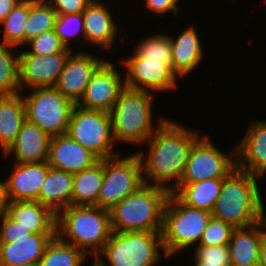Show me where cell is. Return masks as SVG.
Wrapping results in <instances>:
<instances>
[{
  "instance_id": "1",
  "label": "cell",
  "mask_w": 266,
  "mask_h": 266,
  "mask_svg": "<svg viewBox=\"0 0 266 266\" xmlns=\"http://www.w3.org/2000/svg\"><path fill=\"white\" fill-rule=\"evenodd\" d=\"M184 126L167 117L144 144L146 152L143 149L136 152L142 163L145 184L161 186L171 192L180 183L189 151L201 136L198 130Z\"/></svg>"
},
{
  "instance_id": "2",
  "label": "cell",
  "mask_w": 266,
  "mask_h": 266,
  "mask_svg": "<svg viewBox=\"0 0 266 266\" xmlns=\"http://www.w3.org/2000/svg\"><path fill=\"white\" fill-rule=\"evenodd\" d=\"M258 183L257 176L235 168L223 181L212 216L234 228L266 221L263 186Z\"/></svg>"
},
{
  "instance_id": "3",
  "label": "cell",
  "mask_w": 266,
  "mask_h": 266,
  "mask_svg": "<svg viewBox=\"0 0 266 266\" xmlns=\"http://www.w3.org/2000/svg\"><path fill=\"white\" fill-rule=\"evenodd\" d=\"M155 95L127 86L121 90L118 100L109 112L116 148L123 142L141 147L167 118L160 116L156 120L158 122L153 121Z\"/></svg>"
},
{
  "instance_id": "4",
  "label": "cell",
  "mask_w": 266,
  "mask_h": 266,
  "mask_svg": "<svg viewBox=\"0 0 266 266\" xmlns=\"http://www.w3.org/2000/svg\"><path fill=\"white\" fill-rule=\"evenodd\" d=\"M110 211L97 206L70 205L56 215V236L94 259L110 239Z\"/></svg>"
},
{
  "instance_id": "5",
  "label": "cell",
  "mask_w": 266,
  "mask_h": 266,
  "mask_svg": "<svg viewBox=\"0 0 266 266\" xmlns=\"http://www.w3.org/2000/svg\"><path fill=\"white\" fill-rule=\"evenodd\" d=\"M170 193L161 186L142 185L110 210L112 232H161Z\"/></svg>"
},
{
  "instance_id": "6",
  "label": "cell",
  "mask_w": 266,
  "mask_h": 266,
  "mask_svg": "<svg viewBox=\"0 0 266 266\" xmlns=\"http://www.w3.org/2000/svg\"><path fill=\"white\" fill-rule=\"evenodd\" d=\"M163 257L161 232H112L92 266H158Z\"/></svg>"
},
{
  "instance_id": "7",
  "label": "cell",
  "mask_w": 266,
  "mask_h": 266,
  "mask_svg": "<svg viewBox=\"0 0 266 266\" xmlns=\"http://www.w3.org/2000/svg\"><path fill=\"white\" fill-rule=\"evenodd\" d=\"M212 214L183 204L169 194L163 211L162 245L167 258H173L189 247H197Z\"/></svg>"
},
{
  "instance_id": "8",
  "label": "cell",
  "mask_w": 266,
  "mask_h": 266,
  "mask_svg": "<svg viewBox=\"0 0 266 266\" xmlns=\"http://www.w3.org/2000/svg\"><path fill=\"white\" fill-rule=\"evenodd\" d=\"M25 91L27 94L22 93V97L26 120L37 125L50 137L66 134L76 104L54 87L32 88L21 92Z\"/></svg>"
},
{
  "instance_id": "9",
  "label": "cell",
  "mask_w": 266,
  "mask_h": 266,
  "mask_svg": "<svg viewBox=\"0 0 266 266\" xmlns=\"http://www.w3.org/2000/svg\"><path fill=\"white\" fill-rule=\"evenodd\" d=\"M144 184L142 163L136 152L124 154L123 157L117 155L106 158L103 160V183L98 197V207L110 211Z\"/></svg>"
},
{
  "instance_id": "10",
  "label": "cell",
  "mask_w": 266,
  "mask_h": 266,
  "mask_svg": "<svg viewBox=\"0 0 266 266\" xmlns=\"http://www.w3.org/2000/svg\"><path fill=\"white\" fill-rule=\"evenodd\" d=\"M66 134L100 160L121 155L115 148L110 114L75 105Z\"/></svg>"
},
{
  "instance_id": "11",
  "label": "cell",
  "mask_w": 266,
  "mask_h": 266,
  "mask_svg": "<svg viewBox=\"0 0 266 266\" xmlns=\"http://www.w3.org/2000/svg\"><path fill=\"white\" fill-rule=\"evenodd\" d=\"M204 134L192 145L179 184L226 178L236 168V148L230 149L229 154L224 153Z\"/></svg>"
},
{
  "instance_id": "12",
  "label": "cell",
  "mask_w": 266,
  "mask_h": 266,
  "mask_svg": "<svg viewBox=\"0 0 266 266\" xmlns=\"http://www.w3.org/2000/svg\"><path fill=\"white\" fill-rule=\"evenodd\" d=\"M119 58L120 65L125 67V86L154 94L180 89L178 76L164 61L148 60L134 50L129 56Z\"/></svg>"
},
{
  "instance_id": "13",
  "label": "cell",
  "mask_w": 266,
  "mask_h": 266,
  "mask_svg": "<svg viewBox=\"0 0 266 266\" xmlns=\"http://www.w3.org/2000/svg\"><path fill=\"white\" fill-rule=\"evenodd\" d=\"M117 63L106 60L93 74L83 97L76 104L88 110L110 112L125 87V74ZM118 69H117V67ZM122 73V74H121Z\"/></svg>"
},
{
  "instance_id": "14",
  "label": "cell",
  "mask_w": 266,
  "mask_h": 266,
  "mask_svg": "<svg viewBox=\"0 0 266 266\" xmlns=\"http://www.w3.org/2000/svg\"><path fill=\"white\" fill-rule=\"evenodd\" d=\"M81 50L71 52L65 61L62 72L54 85L64 97L77 104L93 74L107 60L106 57ZM97 55V56H96Z\"/></svg>"
},
{
  "instance_id": "15",
  "label": "cell",
  "mask_w": 266,
  "mask_h": 266,
  "mask_svg": "<svg viewBox=\"0 0 266 266\" xmlns=\"http://www.w3.org/2000/svg\"><path fill=\"white\" fill-rule=\"evenodd\" d=\"M22 49V51H20ZM19 49V84L21 91L54 87L70 53L37 55Z\"/></svg>"
},
{
  "instance_id": "16",
  "label": "cell",
  "mask_w": 266,
  "mask_h": 266,
  "mask_svg": "<svg viewBox=\"0 0 266 266\" xmlns=\"http://www.w3.org/2000/svg\"><path fill=\"white\" fill-rule=\"evenodd\" d=\"M103 0H92L83 11L85 43L88 45L104 49L109 52L115 46L118 40V32L120 31L119 23L113 16L109 2Z\"/></svg>"
},
{
  "instance_id": "17",
  "label": "cell",
  "mask_w": 266,
  "mask_h": 266,
  "mask_svg": "<svg viewBox=\"0 0 266 266\" xmlns=\"http://www.w3.org/2000/svg\"><path fill=\"white\" fill-rule=\"evenodd\" d=\"M50 165L41 163H12L8 178L4 179L8 201H38L40 190Z\"/></svg>"
},
{
  "instance_id": "18",
  "label": "cell",
  "mask_w": 266,
  "mask_h": 266,
  "mask_svg": "<svg viewBox=\"0 0 266 266\" xmlns=\"http://www.w3.org/2000/svg\"><path fill=\"white\" fill-rule=\"evenodd\" d=\"M235 148L237 169L255 176L266 170V120H252Z\"/></svg>"
},
{
  "instance_id": "19",
  "label": "cell",
  "mask_w": 266,
  "mask_h": 266,
  "mask_svg": "<svg viewBox=\"0 0 266 266\" xmlns=\"http://www.w3.org/2000/svg\"><path fill=\"white\" fill-rule=\"evenodd\" d=\"M100 159L67 134L53 136L49 143L48 164L68 173H78L98 163Z\"/></svg>"
},
{
  "instance_id": "20",
  "label": "cell",
  "mask_w": 266,
  "mask_h": 266,
  "mask_svg": "<svg viewBox=\"0 0 266 266\" xmlns=\"http://www.w3.org/2000/svg\"><path fill=\"white\" fill-rule=\"evenodd\" d=\"M195 25H188L176 38L171 35L173 72L180 79L192 74L204 58V48L201 41V34L198 33Z\"/></svg>"
},
{
  "instance_id": "21",
  "label": "cell",
  "mask_w": 266,
  "mask_h": 266,
  "mask_svg": "<svg viewBox=\"0 0 266 266\" xmlns=\"http://www.w3.org/2000/svg\"><path fill=\"white\" fill-rule=\"evenodd\" d=\"M51 137L37 125L25 121L9 149L6 158L15 156V163H41L48 160Z\"/></svg>"
},
{
  "instance_id": "22",
  "label": "cell",
  "mask_w": 266,
  "mask_h": 266,
  "mask_svg": "<svg viewBox=\"0 0 266 266\" xmlns=\"http://www.w3.org/2000/svg\"><path fill=\"white\" fill-rule=\"evenodd\" d=\"M266 236V221L235 228L229 241L230 265L258 266L259 248Z\"/></svg>"
},
{
  "instance_id": "23",
  "label": "cell",
  "mask_w": 266,
  "mask_h": 266,
  "mask_svg": "<svg viewBox=\"0 0 266 266\" xmlns=\"http://www.w3.org/2000/svg\"><path fill=\"white\" fill-rule=\"evenodd\" d=\"M55 236L56 233H34L28 239L0 243V263L9 266L37 265Z\"/></svg>"
},
{
  "instance_id": "24",
  "label": "cell",
  "mask_w": 266,
  "mask_h": 266,
  "mask_svg": "<svg viewBox=\"0 0 266 266\" xmlns=\"http://www.w3.org/2000/svg\"><path fill=\"white\" fill-rule=\"evenodd\" d=\"M7 214L33 233H56V214L38 201H9Z\"/></svg>"
},
{
  "instance_id": "25",
  "label": "cell",
  "mask_w": 266,
  "mask_h": 266,
  "mask_svg": "<svg viewBox=\"0 0 266 266\" xmlns=\"http://www.w3.org/2000/svg\"><path fill=\"white\" fill-rule=\"evenodd\" d=\"M73 174L50 167L42 184L38 202L58 214L72 205Z\"/></svg>"
},
{
  "instance_id": "26",
  "label": "cell",
  "mask_w": 266,
  "mask_h": 266,
  "mask_svg": "<svg viewBox=\"0 0 266 266\" xmlns=\"http://www.w3.org/2000/svg\"><path fill=\"white\" fill-rule=\"evenodd\" d=\"M25 121L26 110L22 92L0 96V152L2 154L13 144Z\"/></svg>"
},
{
  "instance_id": "27",
  "label": "cell",
  "mask_w": 266,
  "mask_h": 266,
  "mask_svg": "<svg viewBox=\"0 0 266 266\" xmlns=\"http://www.w3.org/2000/svg\"><path fill=\"white\" fill-rule=\"evenodd\" d=\"M225 178L206 179L191 184H178L172 191L188 207L212 212Z\"/></svg>"
},
{
  "instance_id": "28",
  "label": "cell",
  "mask_w": 266,
  "mask_h": 266,
  "mask_svg": "<svg viewBox=\"0 0 266 266\" xmlns=\"http://www.w3.org/2000/svg\"><path fill=\"white\" fill-rule=\"evenodd\" d=\"M102 183L103 160L88 169L73 174L72 205L98 207Z\"/></svg>"
},
{
  "instance_id": "29",
  "label": "cell",
  "mask_w": 266,
  "mask_h": 266,
  "mask_svg": "<svg viewBox=\"0 0 266 266\" xmlns=\"http://www.w3.org/2000/svg\"><path fill=\"white\" fill-rule=\"evenodd\" d=\"M17 49V47L0 40V96L21 93L18 69L19 52Z\"/></svg>"
},
{
  "instance_id": "30",
  "label": "cell",
  "mask_w": 266,
  "mask_h": 266,
  "mask_svg": "<svg viewBox=\"0 0 266 266\" xmlns=\"http://www.w3.org/2000/svg\"><path fill=\"white\" fill-rule=\"evenodd\" d=\"M57 16L46 0H29V12L24 26V45L40 33L54 29Z\"/></svg>"
},
{
  "instance_id": "31",
  "label": "cell",
  "mask_w": 266,
  "mask_h": 266,
  "mask_svg": "<svg viewBox=\"0 0 266 266\" xmlns=\"http://www.w3.org/2000/svg\"><path fill=\"white\" fill-rule=\"evenodd\" d=\"M88 258L81 249L64 243L55 236L47 245L37 266H83Z\"/></svg>"
},
{
  "instance_id": "32",
  "label": "cell",
  "mask_w": 266,
  "mask_h": 266,
  "mask_svg": "<svg viewBox=\"0 0 266 266\" xmlns=\"http://www.w3.org/2000/svg\"><path fill=\"white\" fill-rule=\"evenodd\" d=\"M29 12V0H21L0 23V40L11 46L24 47V26Z\"/></svg>"
},
{
  "instance_id": "33",
  "label": "cell",
  "mask_w": 266,
  "mask_h": 266,
  "mask_svg": "<svg viewBox=\"0 0 266 266\" xmlns=\"http://www.w3.org/2000/svg\"><path fill=\"white\" fill-rule=\"evenodd\" d=\"M134 47V51L143 58L154 61H164L173 71L172 47L169 35L162 32H155L150 36L140 39Z\"/></svg>"
},
{
  "instance_id": "34",
  "label": "cell",
  "mask_w": 266,
  "mask_h": 266,
  "mask_svg": "<svg viewBox=\"0 0 266 266\" xmlns=\"http://www.w3.org/2000/svg\"><path fill=\"white\" fill-rule=\"evenodd\" d=\"M54 30L66 48L75 51L72 43L76 38L85 44L83 12L58 15Z\"/></svg>"
},
{
  "instance_id": "35",
  "label": "cell",
  "mask_w": 266,
  "mask_h": 266,
  "mask_svg": "<svg viewBox=\"0 0 266 266\" xmlns=\"http://www.w3.org/2000/svg\"><path fill=\"white\" fill-rule=\"evenodd\" d=\"M27 46V47H26ZM24 48L32 54L50 55L55 53H71L72 50L67 49L62 43L55 30H49L40 33L35 38L28 41Z\"/></svg>"
},
{
  "instance_id": "36",
  "label": "cell",
  "mask_w": 266,
  "mask_h": 266,
  "mask_svg": "<svg viewBox=\"0 0 266 266\" xmlns=\"http://www.w3.org/2000/svg\"><path fill=\"white\" fill-rule=\"evenodd\" d=\"M192 252L193 266H230L228 245L197 246Z\"/></svg>"
},
{
  "instance_id": "37",
  "label": "cell",
  "mask_w": 266,
  "mask_h": 266,
  "mask_svg": "<svg viewBox=\"0 0 266 266\" xmlns=\"http://www.w3.org/2000/svg\"><path fill=\"white\" fill-rule=\"evenodd\" d=\"M234 227L213 216L208 221L206 229L203 231L198 246H224L231 240Z\"/></svg>"
},
{
  "instance_id": "38",
  "label": "cell",
  "mask_w": 266,
  "mask_h": 266,
  "mask_svg": "<svg viewBox=\"0 0 266 266\" xmlns=\"http://www.w3.org/2000/svg\"><path fill=\"white\" fill-rule=\"evenodd\" d=\"M34 233L17 223L7 213L0 216V243H12V240L28 239Z\"/></svg>"
},
{
  "instance_id": "39",
  "label": "cell",
  "mask_w": 266,
  "mask_h": 266,
  "mask_svg": "<svg viewBox=\"0 0 266 266\" xmlns=\"http://www.w3.org/2000/svg\"><path fill=\"white\" fill-rule=\"evenodd\" d=\"M180 0H145L144 6L145 10L153 13L157 17L163 16L166 17L170 12L173 13L174 17L178 19L181 16L179 13L180 5H178ZM167 14V15H166Z\"/></svg>"
},
{
  "instance_id": "40",
  "label": "cell",
  "mask_w": 266,
  "mask_h": 266,
  "mask_svg": "<svg viewBox=\"0 0 266 266\" xmlns=\"http://www.w3.org/2000/svg\"><path fill=\"white\" fill-rule=\"evenodd\" d=\"M57 15L82 13L92 0H46Z\"/></svg>"
},
{
  "instance_id": "41",
  "label": "cell",
  "mask_w": 266,
  "mask_h": 266,
  "mask_svg": "<svg viewBox=\"0 0 266 266\" xmlns=\"http://www.w3.org/2000/svg\"><path fill=\"white\" fill-rule=\"evenodd\" d=\"M21 0H0V23L9 15Z\"/></svg>"
},
{
  "instance_id": "42",
  "label": "cell",
  "mask_w": 266,
  "mask_h": 266,
  "mask_svg": "<svg viewBox=\"0 0 266 266\" xmlns=\"http://www.w3.org/2000/svg\"><path fill=\"white\" fill-rule=\"evenodd\" d=\"M8 198L6 193L5 180H0V216L7 213Z\"/></svg>"
},
{
  "instance_id": "43",
  "label": "cell",
  "mask_w": 266,
  "mask_h": 266,
  "mask_svg": "<svg viewBox=\"0 0 266 266\" xmlns=\"http://www.w3.org/2000/svg\"><path fill=\"white\" fill-rule=\"evenodd\" d=\"M258 266H266V236L264 237L259 248Z\"/></svg>"
},
{
  "instance_id": "44",
  "label": "cell",
  "mask_w": 266,
  "mask_h": 266,
  "mask_svg": "<svg viewBox=\"0 0 266 266\" xmlns=\"http://www.w3.org/2000/svg\"><path fill=\"white\" fill-rule=\"evenodd\" d=\"M264 175H266V170H264L262 173H260L258 176H257V179L258 181L259 180H264ZM266 181V180H265ZM266 191V190H265ZM266 194V193H265Z\"/></svg>"
},
{
  "instance_id": "45",
  "label": "cell",
  "mask_w": 266,
  "mask_h": 266,
  "mask_svg": "<svg viewBox=\"0 0 266 266\" xmlns=\"http://www.w3.org/2000/svg\"><path fill=\"white\" fill-rule=\"evenodd\" d=\"M14 266H37V265H30V264H20V265H14Z\"/></svg>"
}]
</instances>
